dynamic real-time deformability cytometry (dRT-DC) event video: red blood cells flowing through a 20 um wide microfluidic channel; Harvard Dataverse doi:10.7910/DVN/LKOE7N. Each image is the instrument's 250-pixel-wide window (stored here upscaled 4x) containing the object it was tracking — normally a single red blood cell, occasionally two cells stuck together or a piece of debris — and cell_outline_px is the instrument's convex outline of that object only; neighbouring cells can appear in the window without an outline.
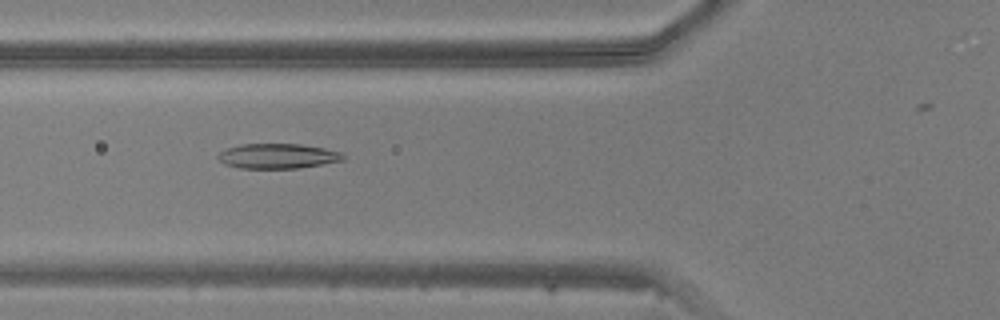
{"species": "common noctule bat (a hibernating species)", "species_latin": "Nyctalus noctula", "temperature_condition": "warm", "stored_images_in_passage": 43, "camera_frame_rate_fps": 3000, "um_per_image_px": 0.085, "animal": {"sex": "male", "body_mass_g": 20.5, "forearm_length_mm": 52.5}, "frame": {"image": 1, "passage_image": 17, "time_ms": 5.333, "image_size_px": [1000, 320], "cell_outline_px": [[344, 160], [296, 168], [240, 168], [224, 164], [216, 156], [220, 152], [228, 148], [240, 144], [300, 144], [324, 148], [340, 152], [344, 156]], "centroid_in_image_um": [23.57, 13.26], "position_along_channel_um": 102.2, "area_um2": 17.98}}
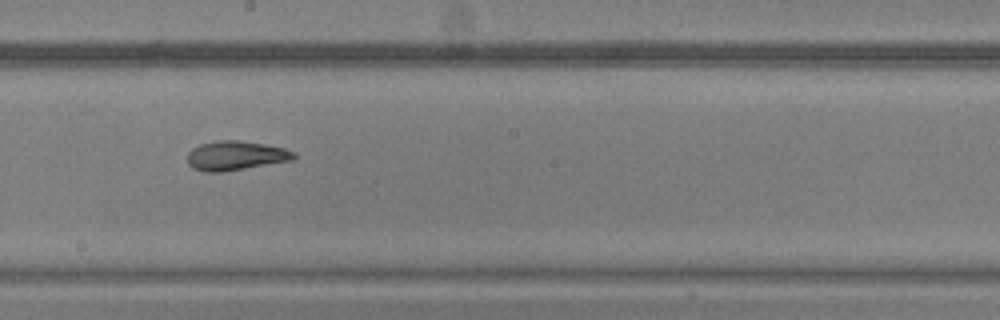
{"frame": {"image": 2, "passage_image": 26, "time_ms": 8.333, "image_size_px": [1000, 320], "cell_outline_px": [[296, 156], [292, 160], [224, 172], [208, 172], [192, 168], [188, 164], [188, 152], [192, 148], [200, 144], [220, 140], [240, 140], [264, 144], [284, 148], [296, 152]], "centroid_in_image_um": [20.03, 13.23], "position_along_channel_um": 228.2, "area_um2": 18.21}}
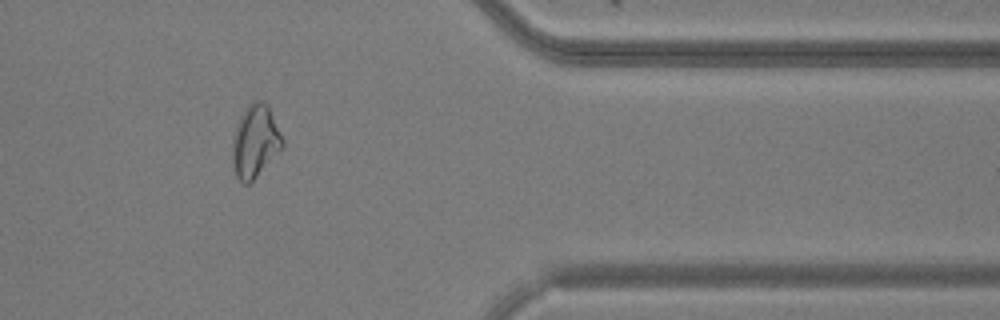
{"frame": {"image": 3, "passage_image": 39, "time_ms": 12.667, "image_size_px": [1000, 320], "cell_outline_px": [[284, 148], [248, 184], [244, 184], [236, 176], [232, 168], [232, 136], [236, 124], [240, 116], [248, 104], [252, 100], [264, 100], [268, 104], [284, 140]], "centroid_in_image_um": [21.68, 11.98], "position_along_channel_um": 389.7, "area_um2": 21.62}}